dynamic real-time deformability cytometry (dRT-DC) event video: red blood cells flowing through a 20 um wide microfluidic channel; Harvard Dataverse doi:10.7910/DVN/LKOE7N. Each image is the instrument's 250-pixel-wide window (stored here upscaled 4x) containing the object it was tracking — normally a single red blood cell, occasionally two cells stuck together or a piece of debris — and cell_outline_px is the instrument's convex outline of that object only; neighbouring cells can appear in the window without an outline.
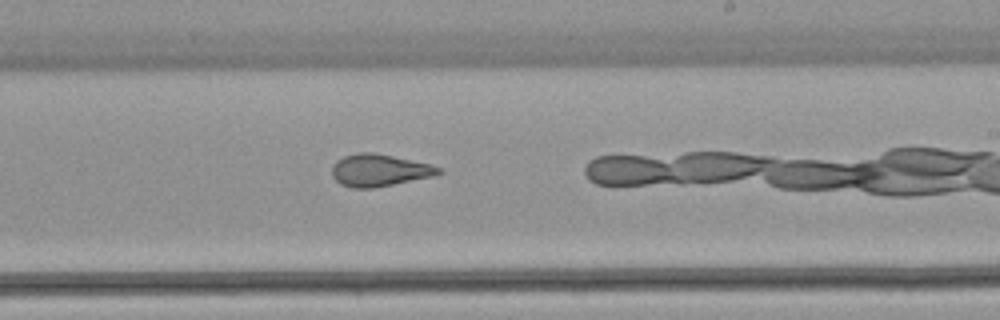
{"species": "common noctule bat (a hibernating species)", "species_latin": "Nyctalus noctula", "temperature_condition": "warm", "stored_images_in_passage": 26, "camera_frame_rate_fps": 3000, "um_per_image_px": 0.085, "animal": {"sex": "female", "body_mass_g": 22.7, "forearm_length_mm": 54.2}, "frame": {"image": 1, "passage_image": 15, "time_ms": 4.667, "image_size_px": [1000, 320], "cell_outline_px": [[444, 172], [436, 176], [372, 188], [352, 188], [340, 184], [332, 176], [332, 168], [336, 160], [344, 156], [360, 152], [372, 152], [432, 164], [444, 168]], "centroid_in_image_um": [32.29, 14.47], "position_along_channel_um": 256.7, "area_um2": 20.17}}